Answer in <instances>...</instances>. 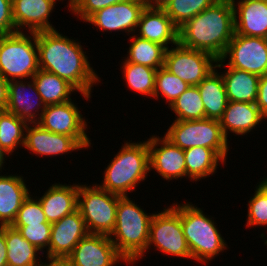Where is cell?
<instances>
[{"label":"cell","mask_w":267,"mask_h":266,"mask_svg":"<svg viewBox=\"0 0 267 266\" xmlns=\"http://www.w3.org/2000/svg\"><path fill=\"white\" fill-rule=\"evenodd\" d=\"M61 1V0H60ZM69 3L67 5V7L69 6V8H71L73 6V4L77 1V0H68Z\"/></svg>","instance_id":"cell-48"},{"label":"cell","mask_w":267,"mask_h":266,"mask_svg":"<svg viewBox=\"0 0 267 266\" xmlns=\"http://www.w3.org/2000/svg\"><path fill=\"white\" fill-rule=\"evenodd\" d=\"M259 185L264 189V191L267 193V182H259Z\"/></svg>","instance_id":"cell-47"},{"label":"cell","mask_w":267,"mask_h":266,"mask_svg":"<svg viewBox=\"0 0 267 266\" xmlns=\"http://www.w3.org/2000/svg\"><path fill=\"white\" fill-rule=\"evenodd\" d=\"M12 9V0H0V35L16 32Z\"/></svg>","instance_id":"cell-40"},{"label":"cell","mask_w":267,"mask_h":266,"mask_svg":"<svg viewBox=\"0 0 267 266\" xmlns=\"http://www.w3.org/2000/svg\"><path fill=\"white\" fill-rule=\"evenodd\" d=\"M177 118L175 120L205 119V110L197 86H190L170 106Z\"/></svg>","instance_id":"cell-33"},{"label":"cell","mask_w":267,"mask_h":266,"mask_svg":"<svg viewBox=\"0 0 267 266\" xmlns=\"http://www.w3.org/2000/svg\"><path fill=\"white\" fill-rule=\"evenodd\" d=\"M28 123L18 116L2 110L0 112V150L4 155H13L16 148L23 147Z\"/></svg>","instance_id":"cell-31"},{"label":"cell","mask_w":267,"mask_h":266,"mask_svg":"<svg viewBox=\"0 0 267 266\" xmlns=\"http://www.w3.org/2000/svg\"><path fill=\"white\" fill-rule=\"evenodd\" d=\"M51 223L29 224L26 226H12L21 233L22 237L37 247L40 252L49 248L51 238ZM48 247V248H47Z\"/></svg>","instance_id":"cell-38"},{"label":"cell","mask_w":267,"mask_h":266,"mask_svg":"<svg viewBox=\"0 0 267 266\" xmlns=\"http://www.w3.org/2000/svg\"><path fill=\"white\" fill-rule=\"evenodd\" d=\"M216 62L212 54L189 49L178 43L166 49L164 67L189 86H197L215 69Z\"/></svg>","instance_id":"cell-11"},{"label":"cell","mask_w":267,"mask_h":266,"mask_svg":"<svg viewBox=\"0 0 267 266\" xmlns=\"http://www.w3.org/2000/svg\"><path fill=\"white\" fill-rule=\"evenodd\" d=\"M79 183L52 184L39 199L48 223H55L77 210Z\"/></svg>","instance_id":"cell-22"},{"label":"cell","mask_w":267,"mask_h":266,"mask_svg":"<svg viewBox=\"0 0 267 266\" xmlns=\"http://www.w3.org/2000/svg\"><path fill=\"white\" fill-rule=\"evenodd\" d=\"M137 27V36L158 43L166 49L170 43L172 47L179 43V28L163 9L145 7Z\"/></svg>","instance_id":"cell-20"},{"label":"cell","mask_w":267,"mask_h":266,"mask_svg":"<svg viewBox=\"0 0 267 266\" xmlns=\"http://www.w3.org/2000/svg\"><path fill=\"white\" fill-rule=\"evenodd\" d=\"M45 108L32 78L30 82H23V79L22 81L21 79L9 81L6 111L18 116L28 124H33L38 123ZM39 109H41L40 113Z\"/></svg>","instance_id":"cell-17"},{"label":"cell","mask_w":267,"mask_h":266,"mask_svg":"<svg viewBox=\"0 0 267 266\" xmlns=\"http://www.w3.org/2000/svg\"><path fill=\"white\" fill-rule=\"evenodd\" d=\"M123 1L127 0H77L69 11L85 21L94 12Z\"/></svg>","instance_id":"cell-39"},{"label":"cell","mask_w":267,"mask_h":266,"mask_svg":"<svg viewBox=\"0 0 267 266\" xmlns=\"http://www.w3.org/2000/svg\"><path fill=\"white\" fill-rule=\"evenodd\" d=\"M85 221L77 209L51 226L47 259H66L81 239L88 235Z\"/></svg>","instance_id":"cell-15"},{"label":"cell","mask_w":267,"mask_h":266,"mask_svg":"<svg viewBox=\"0 0 267 266\" xmlns=\"http://www.w3.org/2000/svg\"><path fill=\"white\" fill-rule=\"evenodd\" d=\"M164 136L183 150L191 147H207L226 160L228 139L217 119L174 120Z\"/></svg>","instance_id":"cell-7"},{"label":"cell","mask_w":267,"mask_h":266,"mask_svg":"<svg viewBox=\"0 0 267 266\" xmlns=\"http://www.w3.org/2000/svg\"><path fill=\"white\" fill-rule=\"evenodd\" d=\"M248 201L247 227L267 226V193L258 184Z\"/></svg>","instance_id":"cell-37"},{"label":"cell","mask_w":267,"mask_h":266,"mask_svg":"<svg viewBox=\"0 0 267 266\" xmlns=\"http://www.w3.org/2000/svg\"><path fill=\"white\" fill-rule=\"evenodd\" d=\"M197 87L204 104L205 118L219 120L228 104L222 75L215 68Z\"/></svg>","instance_id":"cell-25"},{"label":"cell","mask_w":267,"mask_h":266,"mask_svg":"<svg viewBox=\"0 0 267 266\" xmlns=\"http://www.w3.org/2000/svg\"><path fill=\"white\" fill-rule=\"evenodd\" d=\"M58 0H12L16 32L28 28V32L55 30L49 17Z\"/></svg>","instance_id":"cell-19"},{"label":"cell","mask_w":267,"mask_h":266,"mask_svg":"<svg viewBox=\"0 0 267 266\" xmlns=\"http://www.w3.org/2000/svg\"><path fill=\"white\" fill-rule=\"evenodd\" d=\"M8 266H42L39 249L22 237L18 229L5 226ZM38 253V254H36Z\"/></svg>","instance_id":"cell-27"},{"label":"cell","mask_w":267,"mask_h":266,"mask_svg":"<svg viewBox=\"0 0 267 266\" xmlns=\"http://www.w3.org/2000/svg\"><path fill=\"white\" fill-rule=\"evenodd\" d=\"M170 0H143L147 8L163 9Z\"/></svg>","instance_id":"cell-44"},{"label":"cell","mask_w":267,"mask_h":266,"mask_svg":"<svg viewBox=\"0 0 267 266\" xmlns=\"http://www.w3.org/2000/svg\"><path fill=\"white\" fill-rule=\"evenodd\" d=\"M45 106L72 100L71 93L77 90L56 74L39 69L32 77Z\"/></svg>","instance_id":"cell-28"},{"label":"cell","mask_w":267,"mask_h":266,"mask_svg":"<svg viewBox=\"0 0 267 266\" xmlns=\"http://www.w3.org/2000/svg\"><path fill=\"white\" fill-rule=\"evenodd\" d=\"M153 215L154 213L148 215L129 196L119 198L116 223L109 238L128 265H134L137 260L139 261L144 257Z\"/></svg>","instance_id":"cell-3"},{"label":"cell","mask_w":267,"mask_h":266,"mask_svg":"<svg viewBox=\"0 0 267 266\" xmlns=\"http://www.w3.org/2000/svg\"><path fill=\"white\" fill-rule=\"evenodd\" d=\"M217 0H170L163 10L180 28L188 20L210 7Z\"/></svg>","instance_id":"cell-34"},{"label":"cell","mask_w":267,"mask_h":266,"mask_svg":"<svg viewBox=\"0 0 267 266\" xmlns=\"http://www.w3.org/2000/svg\"><path fill=\"white\" fill-rule=\"evenodd\" d=\"M0 266H8L7 247L5 241V226L0 227Z\"/></svg>","instance_id":"cell-42"},{"label":"cell","mask_w":267,"mask_h":266,"mask_svg":"<svg viewBox=\"0 0 267 266\" xmlns=\"http://www.w3.org/2000/svg\"><path fill=\"white\" fill-rule=\"evenodd\" d=\"M227 58L229 60L225 65L231 68L244 70L258 76L267 75V38L234 33L224 55L217 59L215 68L225 66Z\"/></svg>","instance_id":"cell-10"},{"label":"cell","mask_w":267,"mask_h":266,"mask_svg":"<svg viewBox=\"0 0 267 266\" xmlns=\"http://www.w3.org/2000/svg\"><path fill=\"white\" fill-rule=\"evenodd\" d=\"M151 245L170 256L192 259L181 225L180 204L173 203V206L164 208V211L154 213L150 221L146 251Z\"/></svg>","instance_id":"cell-9"},{"label":"cell","mask_w":267,"mask_h":266,"mask_svg":"<svg viewBox=\"0 0 267 266\" xmlns=\"http://www.w3.org/2000/svg\"><path fill=\"white\" fill-rule=\"evenodd\" d=\"M36 42L39 69L66 80L88 101L92 87L100 78L79 41L69 39L55 29L36 32Z\"/></svg>","instance_id":"cell-1"},{"label":"cell","mask_w":267,"mask_h":266,"mask_svg":"<svg viewBox=\"0 0 267 266\" xmlns=\"http://www.w3.org/2000/svg\"><path fill=\"white\" fill-rule=\"evenodd\" d=\"M23 147L36 155L49 157L84 148L75 138L45 130L38 123L27 125Z\"/></svg>","instance_id":"cell-18"},{"label":"cell","mask_w":267,"mask_h":266,"mask_svg":"<svg viewBox=\"0 0 267 266\" xmlns=\"http://www.w3.org/2000/svg\"><path fill=\"white\" fill-rule=\"evenodd\" d=\"M147 141L150 170L155 169L164 180L168 181L186 177V164L183 149L174 145L165 136L162 138L153 135Z\"/></svg>","instance_id":"cell-16"},{"label":"cell","mask_w":267,"mask_h":266,"mask_svg":"<svg viewBox=\"0 0 267 266\" xmlns=\"http://www.w3.org/2000/svg\"><path fill=\"white\" fill-rule=\"evenodd\" d=\"M104 172L102 189L120 196H128L150 171L148 141L125 142Z\"/></svg>","instance_id":"cell-4"},{"label":"cell","mask_w":267,"mask_h":266,"mask_svg":"<svg viewBox=\"0 0 267 266\" xmlns=\"http://www.w3.org/2000/svg\"><path fill=\"white\" fill-rule=\"evenodd\" d=\"M221 75L228 101L256 103L260 76L229 66Z\"/></svg>","instance_id":"cell-26"},{"label":"cell","mask_w":267,"mask_h":266,"mask_svg":"<svg viewBox=\"0 0 267 266\" xmlns=\"http://www.w3.org/2000/svg\"><path fill=\"white\" fill-rule=\"evenodd\" d=\"M145 7L143 0H127L94 12L84 22L97 26L99 30L124 31L130 35L138 32L135 30Z\"/></svg>","instance_id":"cell-13"},{"label":"cell","mask_w":267,"mask_h":266,"mask_svg":"<svg viewBox=\"0 0 267 266\" xmlns=\"http://www.w3.org/2000/svg\"><path fill=\"white\" fill-rule=\"evenodd\" d=\"M35 199L32 198V195H29L23 201L11 226L48 223L39 199L37 197Z\"/></svg>","instance_id":"cell-36"},{"label":"cell","mask_w":267,"mask_h":266,"mask_svg":"<svg viewBox=\"0 0 267 266\" xmlns=\"http://www.w3.org/2000/svg\"><path fill=\"white\" fill-rule=\"evenodd\" d=\"M38 124L50 132L75 138L84 148L91 146L86 120L72 100L46 106Z\"/></svg>","instance_id":"cell-12"},{"label":"cell","mask_w":267,"mask_h":266,"mask_svg":"<svg viewBox=\"0 0 267 266\" xmlns=\"http://www.w3.org/2000/svg\"><path fill=\"white\" fill-rule=\"evenodd\" d=\"M126 62L136 63L143 66L159 69L164 66L166 48L158 43L140 38L132 34Z\"/></svg>","instance_id":"cell-30"},{"label":"cell","mask_w":267,"mask_h":266,"mask_svg":"<svg viewBox=\"0 0 267 266\" xmlns=\"http://www.w3.org/2000/svg\"><path fill=\"white\" fill-rule=\"evenodd\" d=\"M180 220L192 259L208 264L228 248L214 220L203 214L201 208L190 202L180 203Z\"/></svg>","instance_id":"cell-5"},{"label":"cell","mask_w":267,"mask_h":266,"mask_svg":"<svg viewBox=\"0 0 267 266\" xmlns=\"http://www.w3.org/2000/svg\"><path fill=\"white\" fill-rule=\"evenodd\" d=\"M47 266H71L65 259H48Z\"/></svg>","instance_id":"cell-45"},{"label":"cell","mask_w":267,"mask_h":266,"mask_svg":"<svg viewBox=\"0 0 267 266\" xmlns=\"http://www.w3.org/2000/svg\"><path fill=\"white\" fill-rule=\"evenodd\" d=\"M121 196L102 189L79 184L78 207L89 234L110 235L116 223L117 204Z\"/></svg>","instance_id":"cell-8"},{"label":"cell","mask_w":267,"mask_h":266,"mask_svg":"<svg viewBox=\"0 0 267 266\" xmlns=\"http://www.w3.org/2000/svg\"><path fill=\"white\" fill-rule=\"evenodd\" d=\"M260 182H267V178L263 179V180H262V181H260Z\"/></svg>","instance_id":"cell-49"},{"label":"cell","mask_w":267,"mask_h":266,"mask_svg":"<svg viewBox=\"0 0 267 266\" xmlns=\"http://www.w3.org/2000/svg\"><path fill=\"white\" fill-rule=\"evenodd\" d=\"M122 65L127 87L153 98L157 69L126 61Z\"/></svg>","instance_id":"cell-32"},{"label":"cell","mask_w":267,"mask_h":266,"mask_svg":"<svg viewBox=\"0 0 267 266\" xmlns=\"http://www.w3.org/2000/svg\"><path fill=\"white\" fill-rule=\"evenodd\" d=\"M186 177L192 181L209 177L216 172L219 161H225L213 150L207 147H191L184 150Z\"/></svg>","instance_id":"cell-29"},{"label":"cell","mask_w":267,"mask_h":266,"mask_svg":"<svg viewBox=\"0 0 267 266\" xmlns=\"http://www.w3.org/2000/svg\"><path fill=\"white\" fill-rule=\"evenodd\" d=\"M189 87L187 83L163 66L156 72L153 99H159L161 95L167 99L168 106H170Z\"/></svg>","instance_id":"cell-35"},{"label":"cell","mask_w":267,"mask_h":266,"mask_svg":"<svg viewBox=\"0 0 267 266\" xmlns=\"http://www.w3.org/2000/svg\"><path fill=\"white\" fill-rule=\"evenodd\" d=\"M256 105L260 113L267 118V75L260 76Z\"/></svg>","instance_id":"cell-41"},{"label":"cell","mask_w":267,"mask_h":266,"mask_svg":"<svg viewBox=\"0 0 267 266\" xmlns=\"http://www.w3.org/2000/svg\"><path fill=\"white\" fill-rule=\"evenodd\" d=\"M22 176L0 174V227L10 226L23 201L30 195Z\"/></svg>","instance_id":"cell-24"},{"label":"cell","mask_w":267,"mask_h":266,"mask_svg":"<svg viewBox=\"0 0 267 266\" xmlns=\"http://www.w3.org/2000/svg\"><path fill=\"white\" fill-rule=\"evenodd\" d=\"M235 2L237 1L232 0L235 33L267 38V1L240 0L236 4Z\"/></svg>","instance_id":"cell-21"},{"label":"cell","mask_w":267,"mask_h":266,"mask_svg":"<svg viewBox=\"0 0 267 266\" xmlns=\"http://www.w3.org/2000/svg\"><path fill=\"white\" fill-rule=\"evenodd\" d=\"M263 119L265 117L260 113L256 103L228 101L219 121L225 137L228 138L229 132L236 135L249 133L261 124Z\"/></svg>","instance_id":"cell-23"},{"label":"cell","mask_w":267,"mask_h":266,"mask_svg":"<svg viewBox=\"0 0 267 266\" xmlns=\"http://www.w3.org/2000/svg\"><path fill=\"white\" fill-rule=\"evenodd\" d=\"M8 85L9 81L0 75V108L5 110L8 102Z\"/></svg>","instance_id":"cell-43"},{"label":"cell","mask_w":267,"mask_h":266,"mask_svg":"<svg viewBox=\"0 0 267 266\" xmlns=\"http://www.w3.org/2000/svg\"><path fill=\"white\" fill-rule=\"evenodd\" d=\"M0 35V75L7 81L31 80L39 70L36 32Z\"/></svg>","instance_id":"cell-6"},{"label":"cell","mask_w":267,"mask_h":266,"mask_svg":"<svg viewBox=\"0 0 267 266\" xmlns=\"http://www.w3.org/2000/svg\"><path fill=\"white\" fill-rule=\"evenodd\" d=\"M71 266H114L126 260L117 252L108 235L88 234L65 259Z\"/></svg>","instance_id":"cell-14"},{"label":"cell","mask_w":267,"mask_h":266,"mask_svg":"<svg viewBox=\"0 0 267 266\" xmlns=\"http://www.w3.org/2000/svg\"><path fill=\"white\" fill-rule=\"evenodd\" d=\"M234 33L232 0H217L179 28V43L220 59Z\"/></svg>","instance_id":"cell-2"},{"label":"cell","mask_w":267,"mask_h":266,"mask_svg":"<svg viewBox=\"0 0 267 266\" xmlns=\"http://www.w3.org/2000/svg\"><path fill=\"white\" fill-rule=\"evenodd\" d=\"M6 158V156L4 155V153L0 150V171L2 172V167H3V165H4V161L6 160L5 159Z\"/></svg>","instance_id":"cell-46"}]
</instances>
